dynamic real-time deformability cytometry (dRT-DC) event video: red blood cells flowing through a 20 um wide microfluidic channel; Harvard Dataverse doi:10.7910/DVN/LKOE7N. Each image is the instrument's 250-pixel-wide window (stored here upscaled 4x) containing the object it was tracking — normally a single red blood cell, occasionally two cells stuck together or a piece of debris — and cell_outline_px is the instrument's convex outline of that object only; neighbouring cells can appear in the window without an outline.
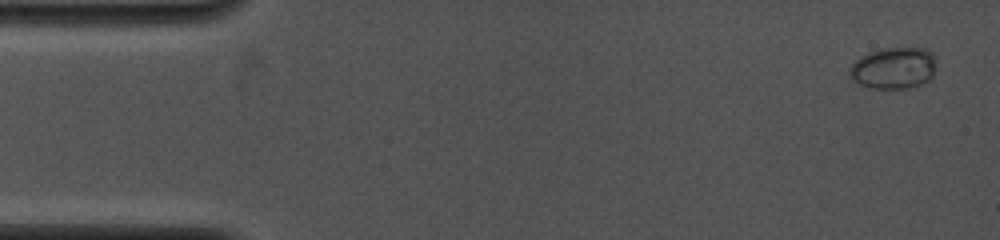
{"species": "common noctule bat (a hibernating species)", "species_latin": "Nyctalus noctula", "temperature_condition": "cold", "stored_images_in_passage": 18, "camera_frame_rate_fps": 4000, "um_per_image_px": 0.085, "animal": {"sex": "female", "body_mass_g": 19.0, "forearm_length_mm": 53.3}, "frame": {"image": 1, "passage_image": 1, "time_ms": 0.0, "image_size_px": [1000, 240], "cell_outline_px": [[936, 64], [932, 76], [928, 80], [920, 84], [908, 88], [872, 88], [860, 84], [852, 80], [848, 72], [848, 68], [860, 56], [868, 52], [884, 48], [924, 48], [932, 52], [936, 56]], "centroid_in_image_um": [75.95, 5.77], "position_along_channel_um": 9.0, "area_um2": 21.15}}
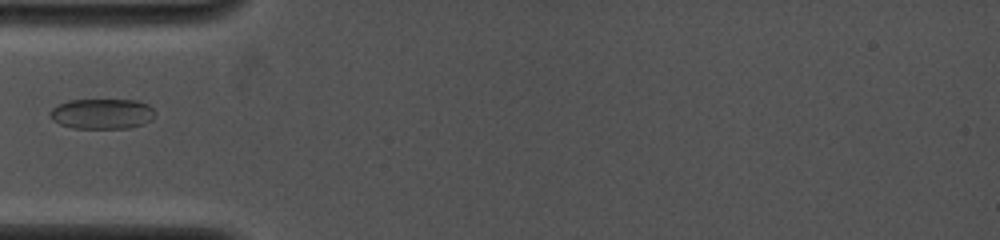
{"frame": {"image": 2, "passage_image": 7, "time_ms": 4.5, "image_size_px": [1000, 240], "cell_outline_px": [[156, 116], [152, 120], [144, 124], [128, 128], [72, 128], [60, 124], [52, 120], [48, 116], [48, 112], [52, 108], [68, 100], [136, 100], [148, 104], [156, 112]], "centroid_in_image_um": [8.68, 9.67], "position_along_channel_um": 76.3, "area_um2": 18.79}}
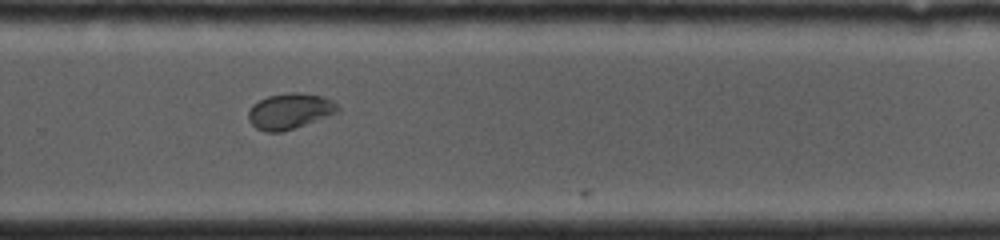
{"frame": {"image": 3, "passage_image": 17, "time_ms": 10.0, "image_size_px": [1000, 240], "cell_outline_px": [[340, 112], [280, 132], [264, 132], [256, 128], [248, 120], [248, 112], [252, 104], [268, 96], [288, 92], [300, 92], [324, 96], [332, 100], [340, 108]], "centroid_in_image_um": [24.63, 9.43], "position_along_channel_um": 305.2, "area_um2": 18.61}}